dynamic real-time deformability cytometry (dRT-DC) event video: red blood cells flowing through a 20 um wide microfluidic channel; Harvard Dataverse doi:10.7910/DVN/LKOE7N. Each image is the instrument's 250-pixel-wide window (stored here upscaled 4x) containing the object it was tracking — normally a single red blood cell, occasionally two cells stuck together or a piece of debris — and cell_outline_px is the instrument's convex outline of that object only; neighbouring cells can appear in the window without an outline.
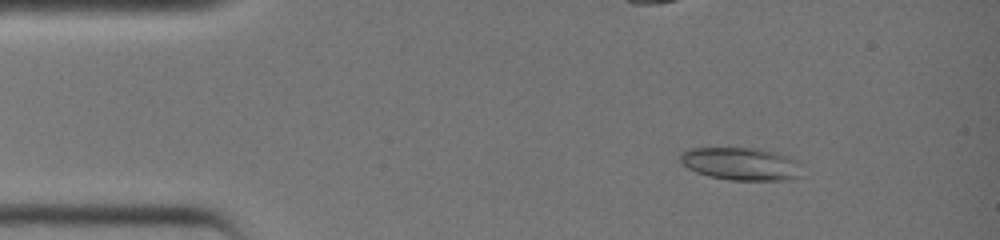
{"species": "common noctule bat (a hibernating species)", "species_latin": "Nyctalus noctula", "temperature_condition": "warm", "stored_images_in_passage": 28, "camera_frame_rate_fps": 3000, "um_per_image_px": 0.085, "animal": {"sex": "female", "body_mass_g": 19.0, "forearm_length_mm": 51.5}, "frame": {"image": 1, "passage_image": 5, "time_ms": 1.333, "image_size_px": [1000, 240], "cell_outline_px": [[800, 176], [792, 180], [728, 180], [708, 176], [696, 172], [688, 168], [680, 160], [680, 156], [684, 152], [692, 148], [756, 148], [776, 152], [788, 156], [796, 160], [800, 164]], "centroid_in_image_um": [63.02, 13.93], "position_along_channel_um": 22.0, "area_um2": 23.24}}